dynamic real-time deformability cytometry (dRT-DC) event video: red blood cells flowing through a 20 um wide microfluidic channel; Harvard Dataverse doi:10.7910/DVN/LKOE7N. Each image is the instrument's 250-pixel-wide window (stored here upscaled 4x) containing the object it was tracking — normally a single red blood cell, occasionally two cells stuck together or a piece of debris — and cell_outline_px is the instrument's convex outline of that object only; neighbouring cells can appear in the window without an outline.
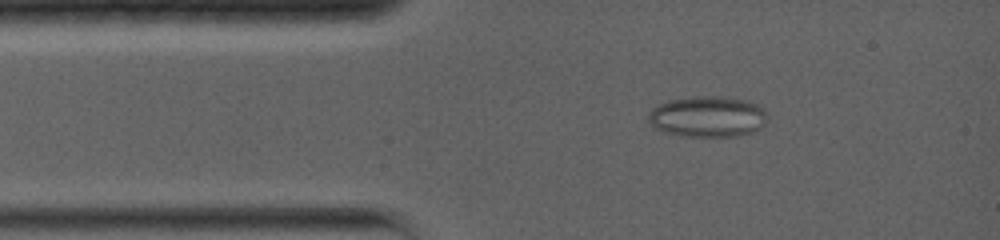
{"species": "common noctule bat (a hibernating species)", "species_latin": "Nyctalus noctula", "temperature_condition": "warm", "stored_images_in_passage": 34, "camera_frame_rate_fps": 5000, "um_per_image_px": 0.085, "animal": {"sex": "female", "body_mass_g": 19.0, "forearm_length_mm": 56.7}, "frame": {"image": 1, "passage_image": 4, "time_ms": 1.6, "image_size_px": [1000, 240], "cell_outline_px": [[768, 116], [764, 124], [760, 128], [752, 132], [736, 136], [680, 136], [664, 132], [656, 128], [648, 120], [648, 112], [652, 108], [668, 100], [700, 96], [716, 96], [744, 100], [756, 104], [764, 108], [768, 112]], "centroid_in_image_um": [60.16, 9.92], "position_along_channel_um": 24.8, "area_um2": 28.38}}
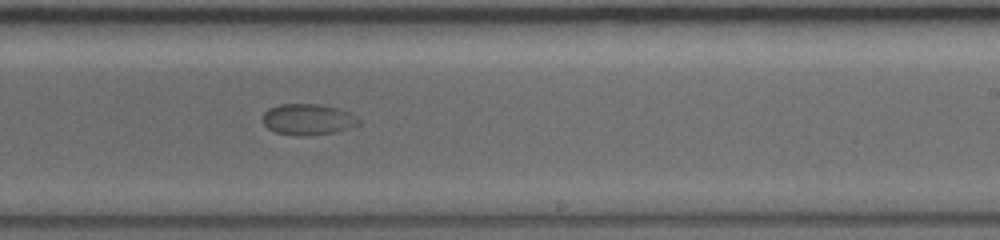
{"frame": {"image": 2, "passage_image": 17, "time_ms": 8.6, "image_size_px": [1000, 240], "cell_outline_px": [[360, 124], [336, 132], [308, 136], [300, 136], [276, 132], [268, 128], [264, 124], [264, 112], [268, 108], [280, 104], [320, 104], [340, 108], [356, 116], [360, 120]], "centroid_in_image_um": [26.2, 10.14], "position_along_channel_um": 262.8, "area_um2": 17.46}}
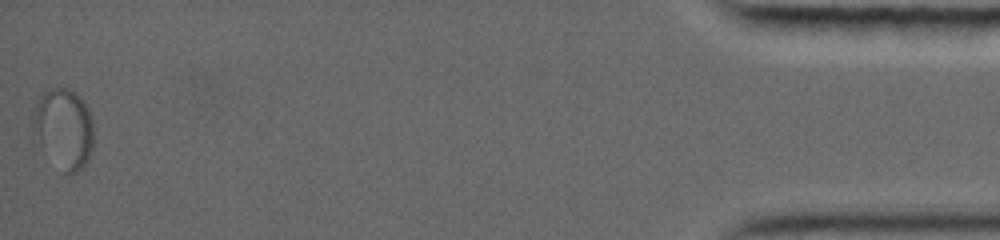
{"frame": {"image": 3, "passage_image": 34, "time_ms": 16.6, "image_size_px": [1000, 240], "cell_outline_px": [[92, 148], [88, 160], [76, 172], [68, 176], [64, 172], [32, 124], [32, 120], [36, 104], [44, 88], [68, 88], [76, 92], [84, 100], [92, 116]], "centroid_in_image_um": [5.5, 10.81], "position_along_channel_um": 429.7, "area_um2": 27.11}}